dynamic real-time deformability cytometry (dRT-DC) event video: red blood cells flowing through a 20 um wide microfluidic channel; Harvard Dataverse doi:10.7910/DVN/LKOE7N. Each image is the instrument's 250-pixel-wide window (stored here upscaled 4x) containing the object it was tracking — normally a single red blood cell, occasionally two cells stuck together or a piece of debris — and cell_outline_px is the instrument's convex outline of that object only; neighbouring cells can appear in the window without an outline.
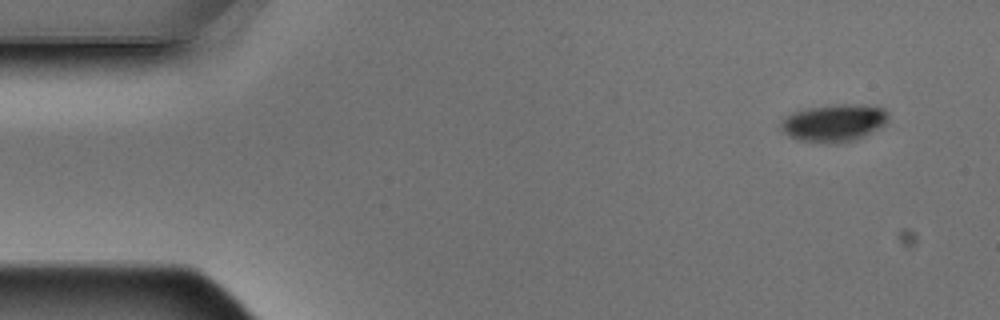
{"species": "Egyptian fruit bat (a non-hibernating species)", "species_latin": "Rousettus aegyptiacus", "temperature_condition": "warm", "stored_images_in_passage": 8, "camera_frame_rate_fps": 3000, "um_per_image_px": 0.085, "animal": {"sex": "male"}, "frame": {"image": 1, "passage_image": 1, "time_ms": 0.0, "image_size_px": [1000, 320], "cell_outline_px": [[888, 120], [884, 124], [864, 136], [852, 140], [836, 144], [824, 144], [796, 140], [788, 136], [780, 128], [780, 124], [792, 112], [808, 108], [832, 104], [860, 104], [884, 108], [888, 112]], "centroid_in_image_um": [70.87, 10.45], "position_along_channel_um": 14.1, "area_um2": 23.58}}
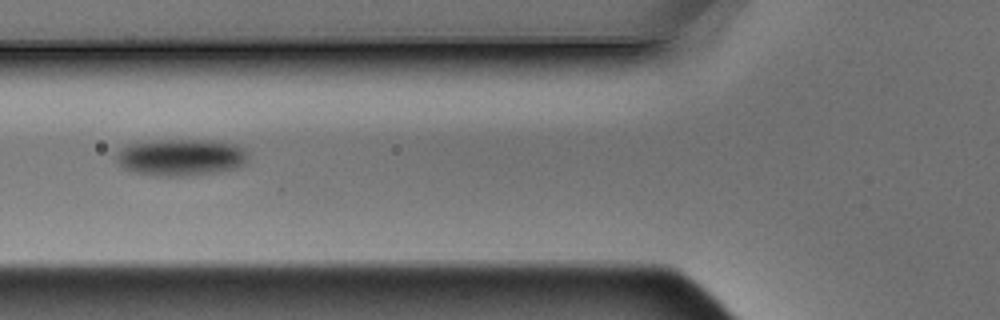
{"frame": {"image": 2, "passage_image": 6, "time_ms": 1.667, "image_size_px": [1000, 320], "cell_outline_px": [[248, 156], [244, 164], [232, 168], [212, 172], [184, 176], [160, 176], [136, 172], [124, 168], [116, 160], [116, 152], [120, 148], [128, 144], [160, 140], [212, 140], [236, 144], [244, 148], [248, 152]], "centroid_in_image_um": [15.37, 13.35], "position_along_channel_um": 110.4, "area_um2": 28.09}}
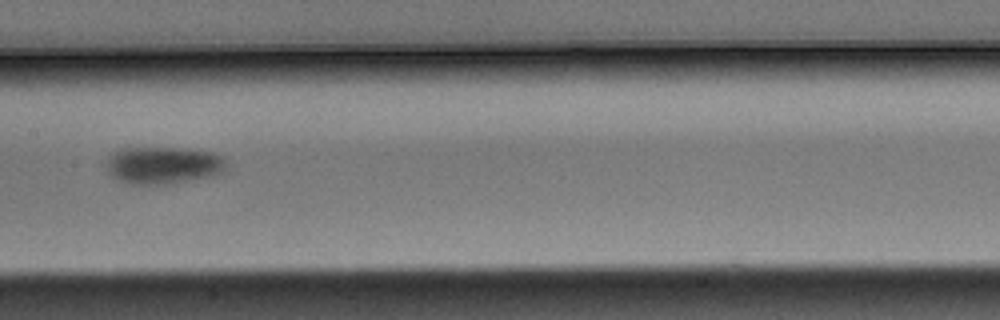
{"frame": {"image": 3, "passage_image": 8, "time_ms": 2.333, "image_size_px": [1000, 320], "cell_outline_px": [[228, 168], [224, 172], [212, 176], [172, 184], [128, 184], [112, 176], [108, 172], [108, 156], [112, 152], [120, 148], [192, 148], [216, 152], [228, 160]], "centroid_in_image_um": [13.97, 14.03], "position_along_channel_um": 193.4, "area_um2": 26.7}}